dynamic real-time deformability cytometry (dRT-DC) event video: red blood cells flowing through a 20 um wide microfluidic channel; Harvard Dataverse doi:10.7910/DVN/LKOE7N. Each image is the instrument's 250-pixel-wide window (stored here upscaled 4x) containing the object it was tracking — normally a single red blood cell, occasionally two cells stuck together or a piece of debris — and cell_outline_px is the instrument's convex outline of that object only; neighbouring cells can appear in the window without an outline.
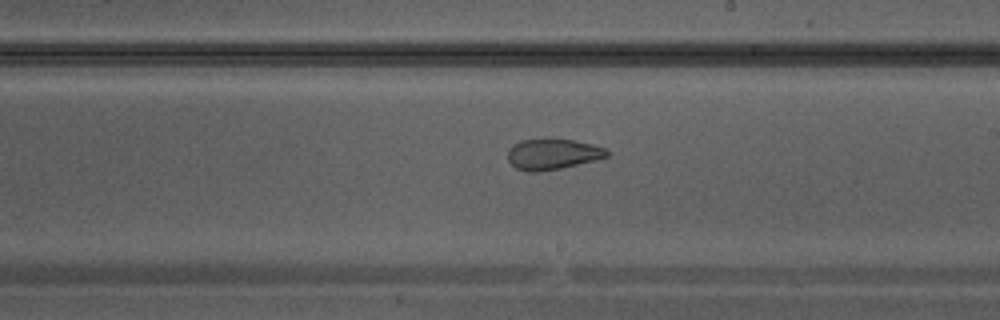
{"species": "Egyptian fruit bat (a non-hibernating species)", "species_latin": "Rousettus aegyptiacus", "temperature_condition": "warm", "stored_images_in_passage": 36, "camera_frame_rate_fps": 3000, "um_per_image_px": 0.085, "animal": {"sex": "male"}, "frame": {"image": 1, "passage_image": 21, "time_ms": 6.667, "image_size_px": [1000, 320], "cell_outline_px": [[608, 156], [596, 160], [560, 168], [540, 172], [528, 172], [516, 168], [508, 160], [508, 152], [512, 144], [520, 140], [572, 140], [592, 144], [604, 148], [608, 152]], "centroid_in_image_um": [46.95, 13.12], "position_along_channel_um": 242.1, "area_um2": 17.46}}